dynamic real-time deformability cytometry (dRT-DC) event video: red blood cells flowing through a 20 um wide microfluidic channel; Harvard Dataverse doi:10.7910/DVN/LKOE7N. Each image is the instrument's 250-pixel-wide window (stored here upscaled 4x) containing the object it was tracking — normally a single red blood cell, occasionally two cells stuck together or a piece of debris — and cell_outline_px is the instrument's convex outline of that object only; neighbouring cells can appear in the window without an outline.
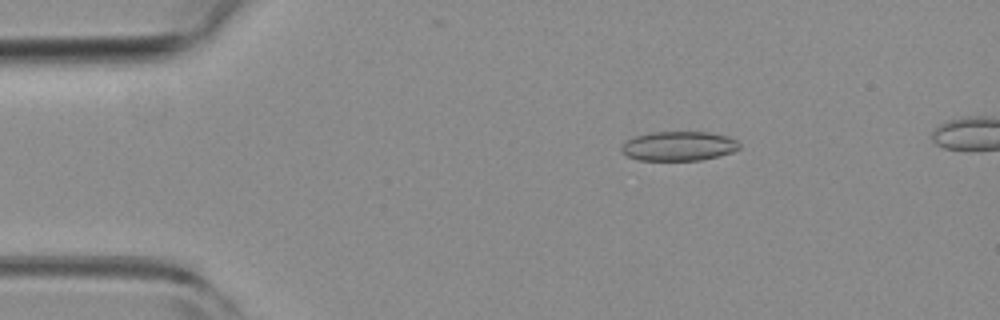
{"species": "common noctule bat (a hibernating species)", "species_latin": "Nyctalus noctula", "temperature_condition": "room temperature", "stored_images_in_passage": 49, "camera_frame_rate_fps": 3000, "um_per_image_px": 0.085, "animal": {"sex": "female", "body_mass_g": 19.3, "forearm_length_mm": 54.1}, "frame": {"image": 1, "passage_image": 9, "time_ms": 2.667, "image_size_px": [1000, 320], "cell_outline_px": [[740, 148], [732, 152], [700, 160], [636, 160], [620, 152], [620, 148], [624, 140], [632, 136], [652, 132], [708, 132], [728, 136], [736, 140], [740, 144]], "centroid_in_image_um": [57.62, 12.41], "position_along_channel_um": 27.4, "area_um2": 20.4}}
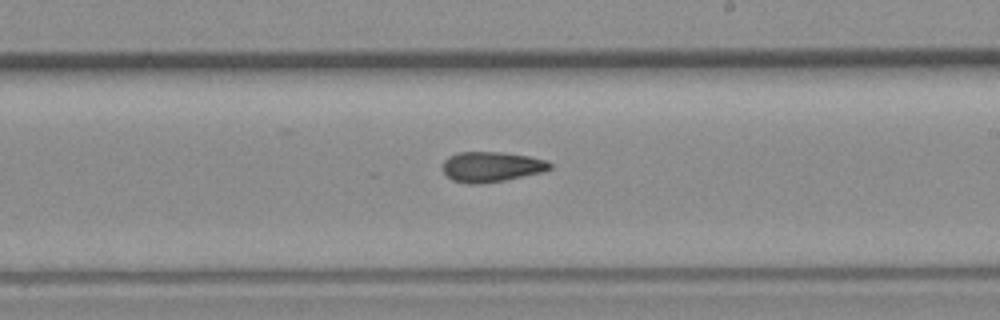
{"frame": {"image": 2, "passage_image": 30, "time_ms": 9.667, "image_size_px": [1000, 320], "cell_outline_px": [[552, 168], [544, 172], [504, 180], [476, 184], [468, 184], [452, 180], [440, 168], [444, 160], [448, 156], [456, 152], [504, 152], [528, 156], [548, 160], [552, 164]], "centroid_in_image_um": [41.76, 14.17], "position_along_channel_um": 247.2, "area_um2": 19.13}}
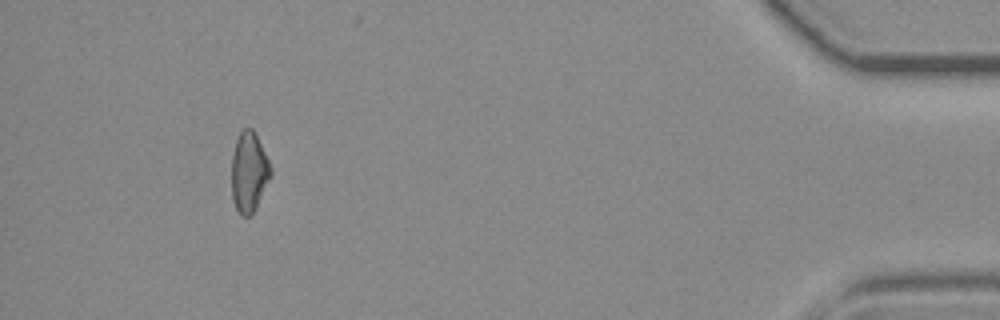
{"frame": {"image": 3, "passage_image": 48, "time_ms": 15.667, "image_size_px": [1000, 320], "cell_outline_px": [[272, 172], [252, 216], [240, 216], [232, 200], [232, 152], [236, 140], [240, 132], [244, 128], [252, 128], [272, 168]], "centroid_in_image_um": [21.14, 14.65], "position_along_channel_um": 414.1, "area_um2": 18.09}}